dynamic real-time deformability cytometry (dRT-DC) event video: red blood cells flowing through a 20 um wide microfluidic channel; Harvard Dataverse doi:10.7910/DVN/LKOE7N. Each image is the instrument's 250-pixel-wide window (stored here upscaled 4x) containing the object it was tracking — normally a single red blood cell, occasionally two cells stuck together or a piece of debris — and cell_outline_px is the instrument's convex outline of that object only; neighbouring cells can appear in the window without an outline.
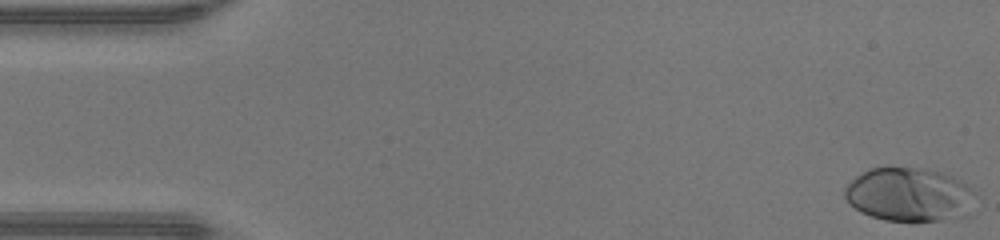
{"species": "human", "species_latin": "Homo sapiens", "temperature_condition": "warm", "stored_images_in_passage": 47, "camera_frame_rate_fps": 3000, "um_per_image_px": 0.085, "donor": {"sex": "male"}, "frame": {"image": 1, "passage_image": 1, "time_ms": 0.0, "image_size_px": [1000, 240], "cell_outline_px": [[972, 192], [968, 216], [940, 220], [884, 220], [860, 212], [848, 204], [844, 196], [844, 188], [856, 176], [872, 168], [924, 168], [940, 172], [952, 176], [968, 184], [972, 188]], "centroid_in_image_um": [77.25, 16.54], "position_along_channel_um": 7.8, "area_um2": 40.58}}
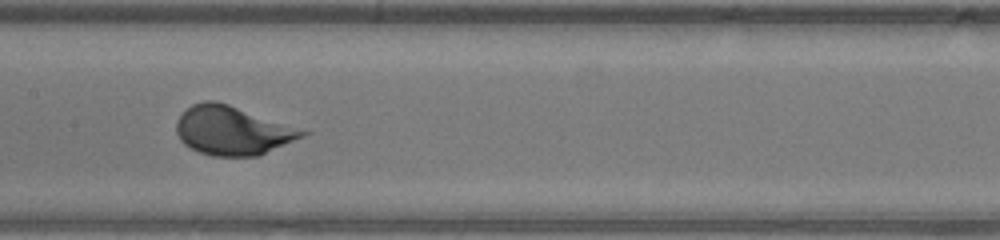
{"frame": {"image": 2, "passage_image": 23, "time_ms": 7.333, "image_size_px": [1000, 240], "cell_outline_px": [[312, 132], [304, 136], [260, 156], [212, 156], [200, 152], [184, 144], [180, 140], [176, 132], [176, 120], [192, 104], [204, 100], [216, 100]], "centroid_in_image_um": [19.76, 11.1], "position_along_channel_um": 187.6, "area_um2": 35.84}}
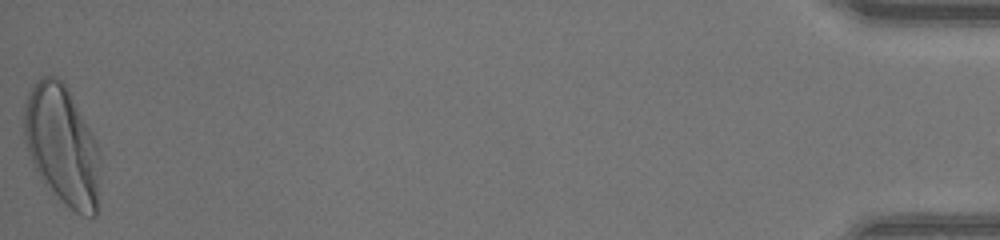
{"frame": {"image": 3, "passage_image": 47, "time_ms": 15.333, "image_size_px": [1000, 240], "cell_outline_px": [[100, 160], [96, 216], [80, 216], [40, 176], [28, 152], [24, 136], [24, 104], [28, 92], [32, 84], [36, 80], [44, 76], [56, 76], [64, 84], [100, 148]], "centroid_in_image_um": [5.28, 12.3], "position_along_channel_um": 429.9, "area_um2": 51.79}, "authors_computed_cell_mechanics": {"area_um2": 36.3562, "velocity_mm_per_s": 4.3892, "shape_relaxation_time_tau1_ms": 2.0435, "shape_relaxation_time_tau2_ms": null, "deformation_change_tau1": 0.169, "deformation_change_tau2": null}}